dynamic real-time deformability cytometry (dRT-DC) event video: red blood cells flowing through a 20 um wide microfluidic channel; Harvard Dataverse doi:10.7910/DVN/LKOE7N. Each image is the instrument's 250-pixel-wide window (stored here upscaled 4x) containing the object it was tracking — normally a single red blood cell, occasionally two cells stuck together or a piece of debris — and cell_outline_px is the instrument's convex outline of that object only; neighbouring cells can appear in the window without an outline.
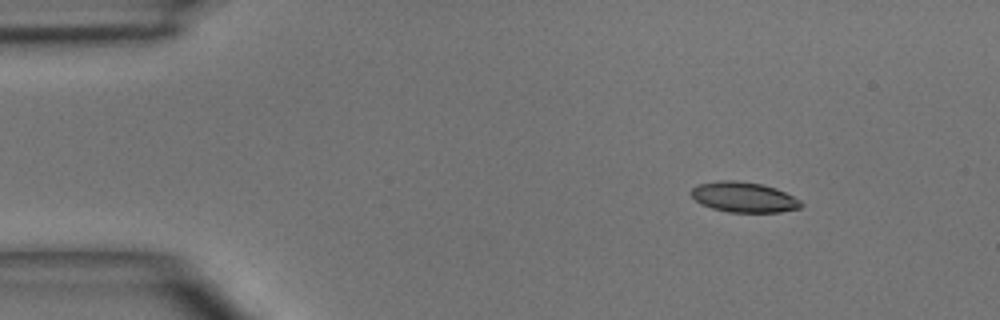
{"species": "common noctule bat (a hibernating species)", "species_latin": "Nyctalus noctula", "temperature_condition": "room temperature", "stored_images_in_passage": 3, "camera_frame_rate_fps": 3000, "um_per_image_px": 0.085, "animal": {"sex": "male", "body_mass_g": 15.6}, "frame": {"image": 1, "passage_image": 1, "time_ms": 0.0, "image_size_px": [1000, 320], "cell_outline_px": [[804, 204], [800, 208], [780, 212], [728, 212], [712, 208], [700, 204], [688, 192], [692, 188], [700, 184], [724, 180], [736, 180], [760, 184], [776, 188], [800, 200]], "centroid_in_image_um": [63.21, 16.76], "position_along_channel_um": 21.8, "area_um2": 19.31}}